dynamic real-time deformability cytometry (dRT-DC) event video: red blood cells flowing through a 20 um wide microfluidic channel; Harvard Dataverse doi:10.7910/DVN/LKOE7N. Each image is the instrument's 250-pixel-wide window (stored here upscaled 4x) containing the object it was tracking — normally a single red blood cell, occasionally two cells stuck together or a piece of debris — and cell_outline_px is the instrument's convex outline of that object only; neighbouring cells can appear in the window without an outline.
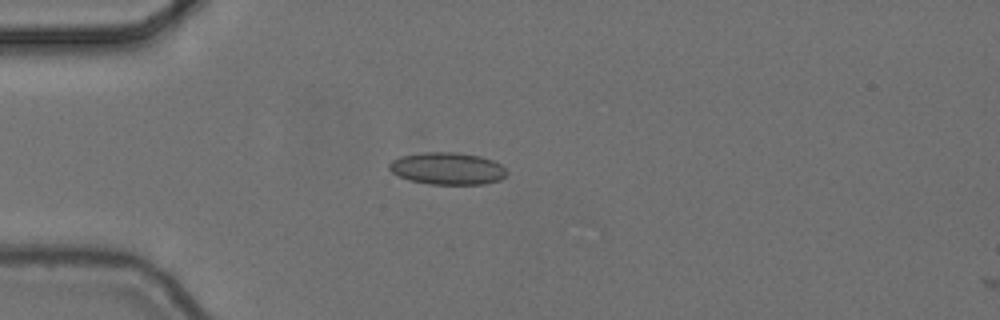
{"species": "common noctule bat (a hibernating species)", "species_latin": "Nyctalus noctula", "temperature_condition": "cold", "stored_images_in_passage": 5, "camera_frame_rate_fps": 3000, "um_per_image_px": 0.085, "animal": {"sex": "female", "body_mass_g": 24.6, "forearm_length_mm": 56.2}, "frame": {"image": 1, "passage_image": 4, "time_ms": 1.0, "image_size_px": [1000, 320], "cell_outline_px": [[508, 172], [500, 180], [484, 184], [428, 184], [408, 180], [392, 172], [388, 168], [388, 164], [392, 160], [400, 156], [424, 152], [456, 152], [480, 156], [492, 160], [500, 164]], "centroid_in_image_um": [38.01, 14.32], "position_along_channel_um": 47.0, "area_um2": 22.08}}